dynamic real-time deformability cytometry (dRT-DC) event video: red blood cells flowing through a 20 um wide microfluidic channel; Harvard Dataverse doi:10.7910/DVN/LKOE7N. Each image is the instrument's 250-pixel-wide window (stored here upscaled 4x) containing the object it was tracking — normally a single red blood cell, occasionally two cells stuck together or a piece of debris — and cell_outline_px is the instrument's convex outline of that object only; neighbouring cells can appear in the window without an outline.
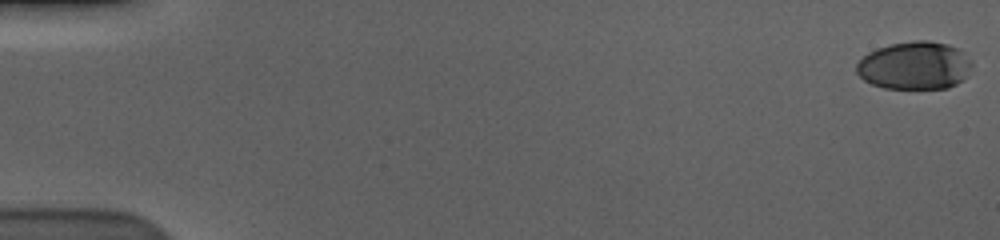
{"species": "human", "species_latin": "Homo sapiens", "temperature_condition": "cold", "stored_images_in_passage": 59, "camera_frame_rate_fps": 3000, "um_per_image_px": 0.085, "donor": {"sex": "male"}, "frame": {"image": 1, "passage_image": 1, "time_ms": 0.0, "image_size_px": [1000, 240], "cell_outline_px": [[972, 64], [964, 80], [948, 88], [884, 88], [872, 84], [864, 80], [856, 72], [856, 64], [868, 52], [876, 48], [892, 44], [916, 40], [928, 40], [948, 44], [960, 48], [972, 60]], "centroid_in_image_um": [77.77, 5.56], "position_along_channel_um": 7.2, "area_um2": 32.43}}
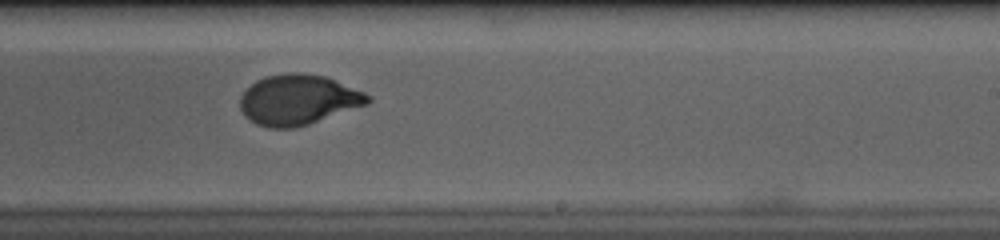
{"frame": {"image": 2, "passage_image": 37, "time_ms": 12.0, "image_size_px": [1000, 240], "cell_outline_px": [[372, 100], [368, 104], [296, 128], [268, 128], [256, 124], [248, 120], [244, 116], [240, 108], [240, 96], [256, 80], [268, 76], [288, 72], [304, 72], [324, 76], [364, 92], [372, 96]], "centroid_in_image_um": [25.33, 8.49], "position_along_channel_um": 263.7, "area_um2": 37.45}}
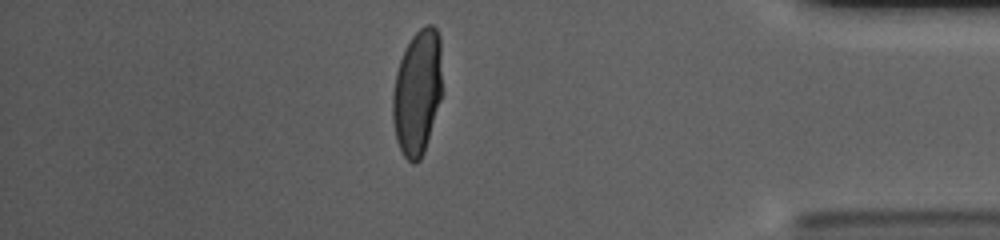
{"frame": {"image": 3, "passage_image": 51, "time_ms": 16.667, "image_size_px": [1000, 240], "cell_outline_px": [[440, 100], [424, 152], [420, 160], [416, 164], [412, 164], [404, 156], [396, 140], [392, 120], [392, 92], [396, 72], [400, 60], [412, 36], [424, 24], [432, 24], [436, 28], [440, 36]], "centroid_in_image_um": [35.44, 7.86], "position_along_channel_um": 399.8, "area_um2": 35.95}, "authors_computed_cell_mechanics": {"area_um2": 36.6452, "velocity_mm_per_s": 3.6042, "shape_relaxation_time_tau1_ms": 4.1541, "shape_relaxation_time_tau2_ms": null, "deformation_change_tau1": 0.1949, "deformation_change_tau2": null}}